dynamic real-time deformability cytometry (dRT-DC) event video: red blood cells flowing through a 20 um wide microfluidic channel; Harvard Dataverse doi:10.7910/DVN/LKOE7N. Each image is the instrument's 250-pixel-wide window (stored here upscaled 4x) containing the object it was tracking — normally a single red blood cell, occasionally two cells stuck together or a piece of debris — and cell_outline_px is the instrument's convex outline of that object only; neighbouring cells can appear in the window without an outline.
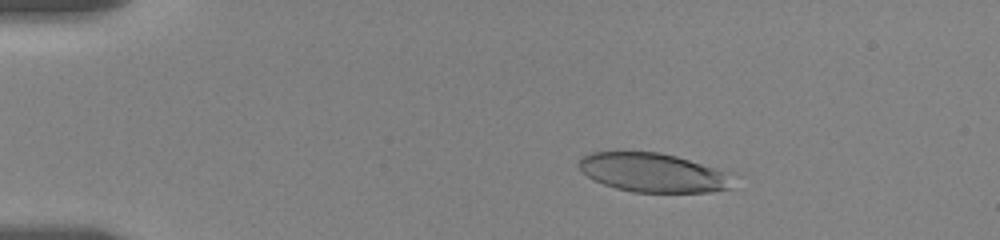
{"species": "human", "species_latin": "Homo sapiens", "temperature_condition": "room temperature", "stored_images_in_passage": 6, "camera_frame_rate_fps": 3000, "um_per_image_px": 0.085, "donor": {"sex": "female"}, "frame": {"image": 1, "passage_image": 4, "time_ms": 1.0, "image_size_px": [1000, 240], "cell_outline_px": [[732, 188], [708, 192], [632, 192], [616, 188], [604, 184], [588, 176], [580, 168], [580, 156], [592, 152], [616, 148], [660, 152], [676, 156], [716, 168], [724, 172], [728, 176]], "centroid_in_image_um": [55.4, 14.62], "position_along_channel_um": 29.6, "area_um2": 35.43}}